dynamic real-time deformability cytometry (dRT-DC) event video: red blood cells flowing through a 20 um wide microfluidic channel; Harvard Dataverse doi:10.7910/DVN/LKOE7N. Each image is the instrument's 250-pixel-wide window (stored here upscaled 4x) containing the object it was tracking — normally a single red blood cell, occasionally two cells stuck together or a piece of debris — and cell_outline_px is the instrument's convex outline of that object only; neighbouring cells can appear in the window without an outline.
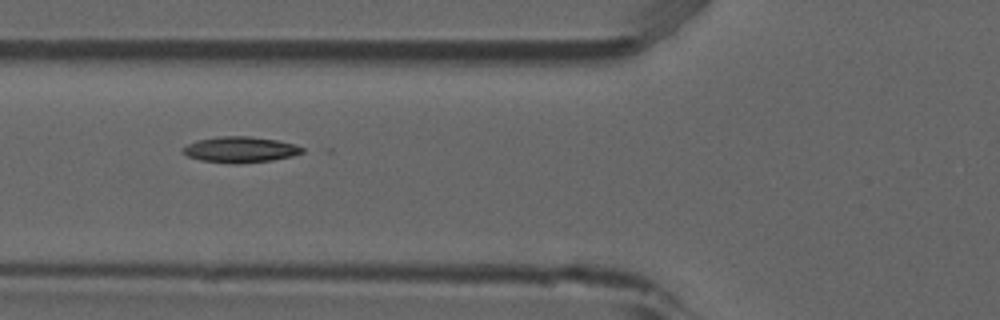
{"species": "common noctule bat (a hibernating species)", "species_latin": "Nyctalus noctula", "temperature_condition": "room temperature", "stored_images_in_passage": 5, "camera_frame_rate_fps": 3000, "um_per_image_px": 0.085, "animal": {"sex": "male", "forearm_length_mm": 52.5}, "frame": {"image": 1, "passage_image": 3, "time_ms": 0.667, "image_size_px": [1000, 320], "cell_outline_px": [[304, 152], [292, 156], [272, 160], [236, 164], [200, 160], [188, 156], [184, 152], [184, 148], [188, 144], [196, 140], [220, 136], [248, 136], [276, 140], [292, 144], [304, 148]], "centroid_in_image_um": [20.43, 12.71], "position_along_channel_um": 105.4, "area_um2": 17.74}}
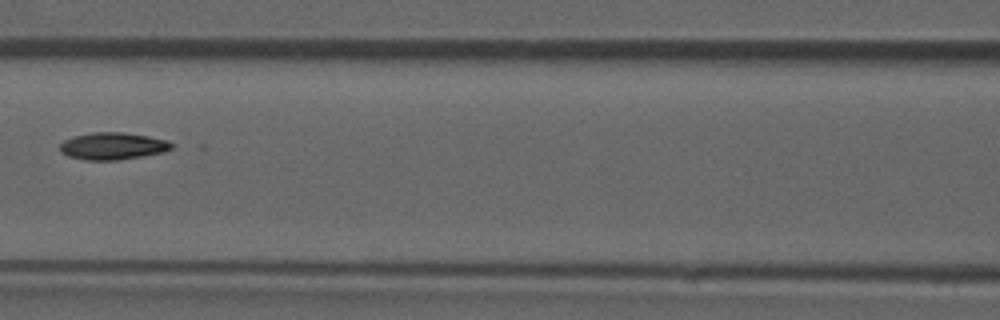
{"frame": {"image": 2, "passage_image": 4, "time_ms": 1.0, "image_size_px": [1000, 320], "cell_outline_px": [[172, 148], [164, 152], [116, 160], [84, 160], [68, 156], [60, 152], [60, 144], [64, 140], [72, 136], [92, 132], [124, 132], [148, 136], [168, 140], [172, 144]], "centroid_in_image_um": [9.55, 12.4], "position_along_channel_um": 157.1, "area_um2": 17.69}}